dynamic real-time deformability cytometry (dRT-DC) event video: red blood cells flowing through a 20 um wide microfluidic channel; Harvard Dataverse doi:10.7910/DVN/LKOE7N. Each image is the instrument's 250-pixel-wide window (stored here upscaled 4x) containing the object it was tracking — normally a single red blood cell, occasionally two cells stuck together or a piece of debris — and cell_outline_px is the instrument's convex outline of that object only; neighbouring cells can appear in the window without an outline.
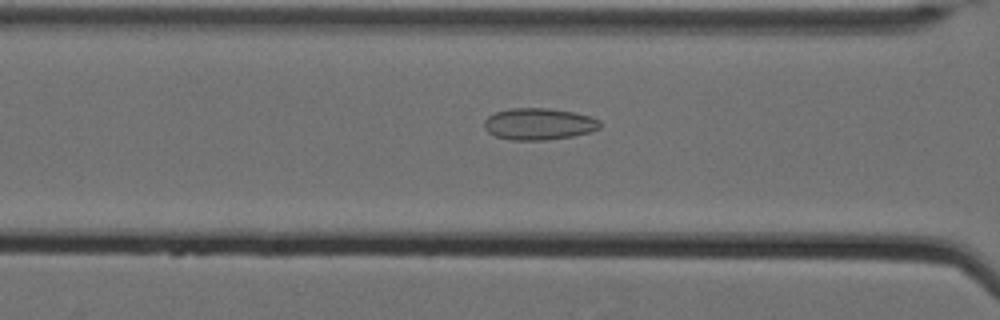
{"species": "Egyptian fruit bat (a non-hibernating species)", "species_latin": "Rousettus aegyptiacus", "temperature_condition": "cold", "stored_images_in_passage": 26, "camera_frame_rate_fps": 3000, "um_per_image_px": 0.085, "animal": {"sex": "female"}, "frame": {"image": 1, "passage_image": 14, "time_ms": 4.333, "image_size_px": [1000, 320], "cell_outline_px": [[600, 128], [588, 132], [572, 136], [544, 140], [512, 140], [496, 136], [488, 132], [484, 128], [484, 120], [488, 116], [496, 112], [508, 108], [548, 108], [572, 112], [588, 116], [600, 120]], "centroid_in_image_um": [45.76, 10.53], "position_along_channel_um": 120.8, "area_um2": 21.27}}
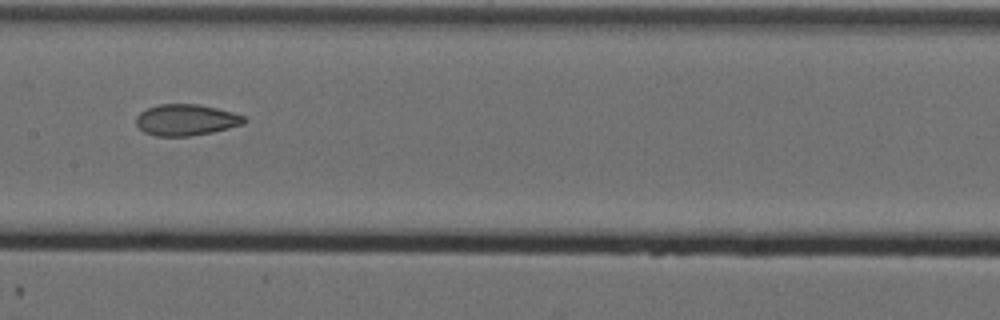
{"frame": {"image": 2, "passage_image": 20, "time_ms": 6.333, "image_size_px": [1000, 320], "cell_outline_px": [[248, 120], [244, 124], [212, 132], [188, 136], [156, 136], [144, 132], [136, 124], [136, 116], [140, 112], [148, 108], [160, 104], [196, 104], [216, 108], [232, 112], [244, 116]], "centroid_in_image_um": [15.82, 10.19], "position_along_channel_um": 191.6, "area_um2": 19.59}}
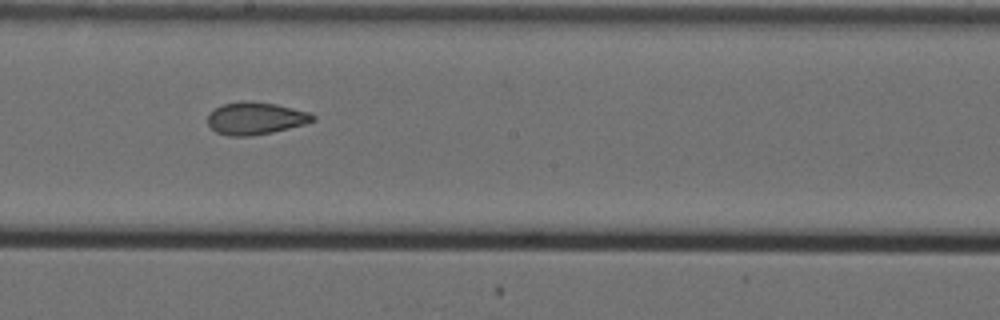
{"frame": {"image": 3, "passage_image": 23, "time_ms": 7.333, "image_size_px": [1000, 320], "cell_outline_px": [[316, 120], [304, 124], [272, 132], [252, 136], [228, 136], [216, 132], [208, 124], [208, 112], [224, 104], [240, 100], [248, 100], [276, 104], [308, 112], [316, 116]], "centroid_in_image_um": [21.7, 10.05], "position_along_channel_um": 226.5, "area_um2": 19.88}}